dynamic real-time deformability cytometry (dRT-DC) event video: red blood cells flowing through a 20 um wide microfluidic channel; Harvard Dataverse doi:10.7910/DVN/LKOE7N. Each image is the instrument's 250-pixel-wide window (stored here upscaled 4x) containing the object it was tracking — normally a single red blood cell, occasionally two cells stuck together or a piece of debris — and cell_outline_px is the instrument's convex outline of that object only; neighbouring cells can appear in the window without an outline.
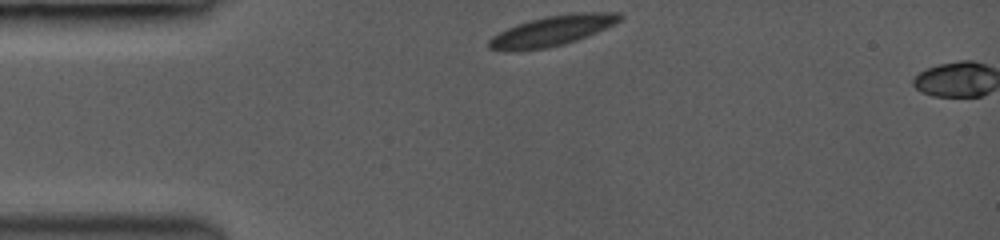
{"species": "common noctule bat (a hibernating species)", "species_latin": "Nyctalus noctula", "temperature_condition": "room temperature", "stored_images_in_passage": 2, "camera_frame_rate_fps": 3500, "um_per_image_px": 0.085, "animal": {"sex": "female", "body_mass_g": 19.0, "forearm_length_mm": 53.3}, "frame": {"image": 1, "passage_image": 1, "time_ms": 0.0, "image_size_px": [1000, 240], "cell_outline_px": [[624, 16], [620, 20], [596, 32], [576, 40], [544, 48], [488, 48], [488, 40], [492, 36], [516, 24], [528, 20], [544, 16], [572, 12], [620, 12]], "centroid_in_image_um": [47.01, 2.54], "position_along_channel_um": 38.0, "area_um2": 22.14}}